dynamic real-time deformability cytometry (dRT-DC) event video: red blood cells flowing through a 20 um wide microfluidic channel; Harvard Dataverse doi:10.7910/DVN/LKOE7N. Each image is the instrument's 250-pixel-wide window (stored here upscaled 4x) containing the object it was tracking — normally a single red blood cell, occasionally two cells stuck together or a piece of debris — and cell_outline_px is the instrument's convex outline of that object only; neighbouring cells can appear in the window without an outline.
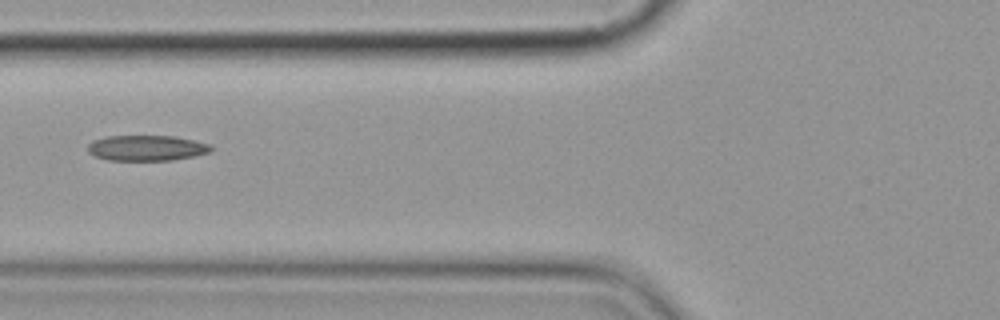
{"species": "common noctule bat (a hibernating species)", "species_latin": "Nyctalus noctula", "temperature_condition": "cold", "stored_images_in_passage": 5, "camera_frame_rate_fps": 3000, "um_per_image_px": 0.085, "animal": {"sex": "female", "body_mass_g": 19.9}, "frame": {"image": 1, "passage_image": 5, "time_ms": 4.667, "image_size_px": [1000, 320], "cell_outline_px": [[212, 148], [208, 152], [192, 156], [172, 160], [108, 160], [96, 156], [88, 152], [88, 144], [92, 140], [104, 136], [176, 136], [208, 144]], "centroid_in_image_um": [12.4, 12.57], "position_along_channel_um": 113.4, "area_um2": 18.15}}